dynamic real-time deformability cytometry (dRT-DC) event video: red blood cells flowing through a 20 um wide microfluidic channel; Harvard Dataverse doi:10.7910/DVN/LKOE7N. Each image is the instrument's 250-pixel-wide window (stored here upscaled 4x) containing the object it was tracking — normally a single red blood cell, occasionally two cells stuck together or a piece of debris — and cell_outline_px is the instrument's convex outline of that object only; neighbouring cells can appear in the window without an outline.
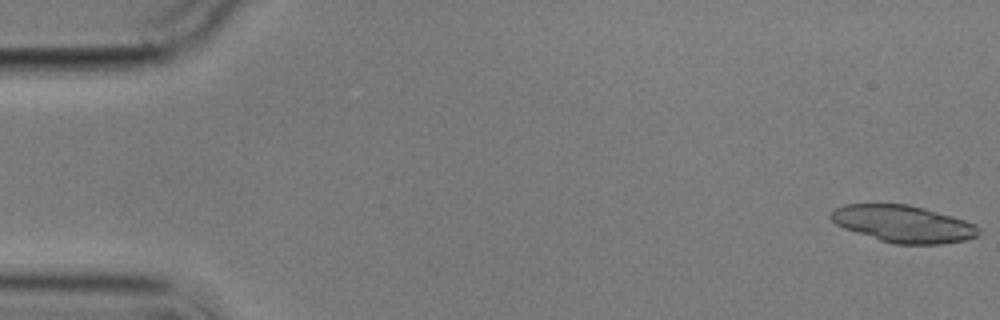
{"species": "common noctule bat (a hibernating species)", "species_latin": "Nyctalus noctula", "temperature_condition": "cold", "stored_images_in_passage": 10, "camera_frame_rate_fps": 3000, "um_per_image_px": 0.085, "animal": {"sex": "male", "body_mass_g": 17.9}, "frame": {"image": 1, "passage_image": 1, "time_ms": 0.0, "image_size_px": [1000, 320], "cell_outline_px": [[980, 232], [976, 236], [964, 240], [940, 244], [892, 244], [844, 228], [836, 224], [828, 216], [836, 208], [844, 204], [908, 204], [924, 208], [952, 216], [976, 224], [980, 228]], "centroid_in_image_um": [76.78, 19.03], "position_along_channel_um": 8.2, "area_um2": 31.73}}
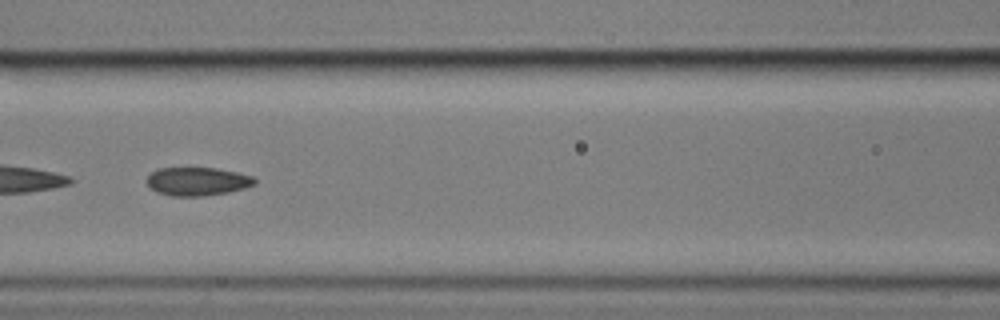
{"frame": {"image": 2, "passage_image": 8, "time_ms": 8.0, "image_size_px": [1000, 320], "cell_outline_px": [[256, 184], [244, 188], [228, 192], [204, 196], [172, 196], [156, 192], [144, 180], [156, 168], [216, 168], [236, 172], [252, 176], [256, 180]], "centroid_in_image_um": [16.76, 15.42], "position_along_channel_um": 149.8, "area_um2": 17.86}}
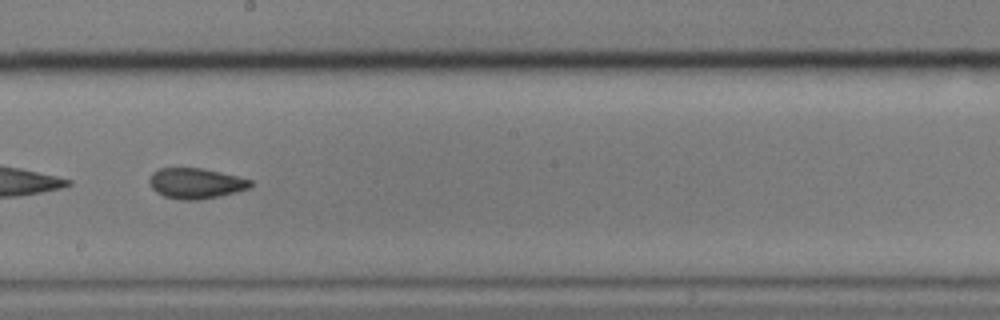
{"frame": {"image": 3, "passage_image": 10, "time_ms": 10.333, "image_size_px": [1000, 320], "cell_outline_px": [[252, 184], [248, 188], [236, 192], [220, 196], [196, 200], [180, 200], [164, 196], [156, 192], [152, 188], [148, 180], [152, 172], [160, 168], [200, 168], [220, 172], [252, 180]], "centroid_in_image_um": [16.61, 15.59], "position_along_channel_um": 231.6, "area_um2": 17.92}}